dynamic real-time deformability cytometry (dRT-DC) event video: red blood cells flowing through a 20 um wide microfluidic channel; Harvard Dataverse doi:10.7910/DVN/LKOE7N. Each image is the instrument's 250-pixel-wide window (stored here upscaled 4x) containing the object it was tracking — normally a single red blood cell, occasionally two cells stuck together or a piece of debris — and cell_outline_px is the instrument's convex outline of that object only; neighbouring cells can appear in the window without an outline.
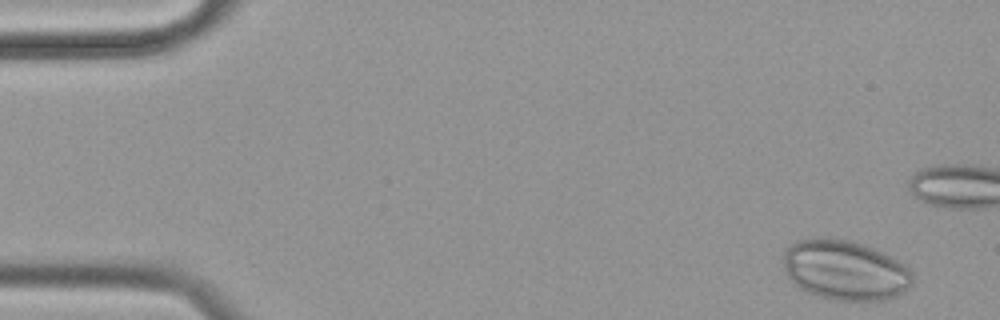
{"species": "common noctule bat (a hibernating species)", "species_latin": "Nyctalus noctula", "temperature_condition": "cold", "stored_images_in_passage": 46, "camera_frame_rate_fps": 3000, "um_per_image_px": 0.085, "animal": {"sex": "female", "body_mass_g": 19.9}, "frame": {"image": 1, "passage_image": 2, "time_ms": 0.333, "image_size_px": [1000, 320], "cell_outline_px": [[912, 284], [904, 292], [896, 296], [884, 300], [828, 300], [804, 292], [788, 276], [784, 268], [784, 248], [796, 240], [820, 236], [824, 236], [848, 240], [872, 248], [904, 264], [912, 272]], "centroid_in_image_um": [71.78, 22.96], "position_along_channel_um": 13.2, "area_um2": 45.37}}
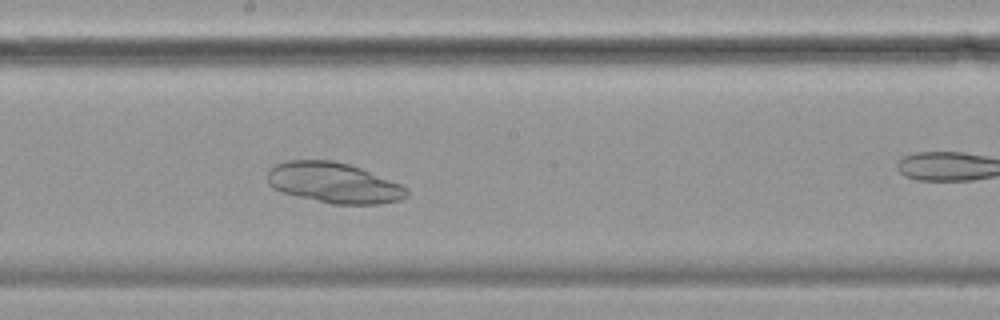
{"frame": {"image": 2, "passage_image": 30, "time_ms": 9.667, "image_size_px": [1000, 320], "cell_outline_px": [[408, 196], [400, 200], [380, 204], [332, 204], [284, 192], [272, 188], [268, 184], [268, 172], [276, 164], [284, 160], [332, 160], [348, 164], [360, 168], [400, 184], [408, 188]], "centroid_in_image_um": [28.38, 15.54], "position_along_channel_um": 219.8, "area_um2": 32.6}}
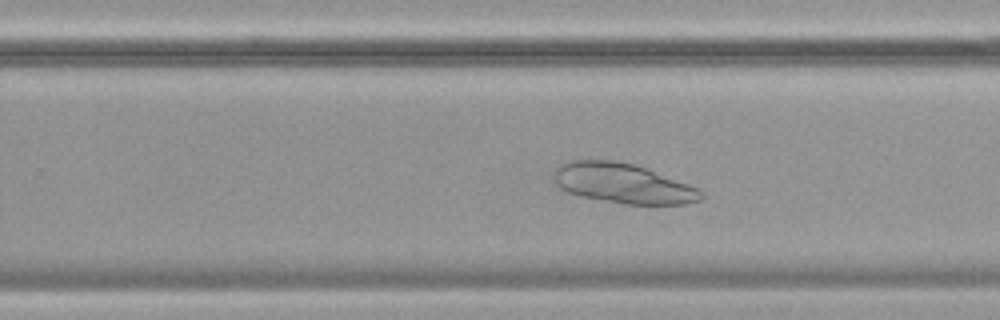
{"frame": {"image": 3, "passage_image": 35, "time_ms": 11.333, "image_size_px": [1000, 320], "cell_outline_px": [[704, 200], [684, 204], [624, 204], [580, 196], [568, 192], [560, 188], [556, 184], [556, 172], [560, 164], [568, 160], [612, 160], [632, 164], [648, 168], [688, 184], [704, 192]], "centroid_in_image_um": [53.0, 15.59], "position_along_channel_um": 276.8, "area_um2": 34.1}}